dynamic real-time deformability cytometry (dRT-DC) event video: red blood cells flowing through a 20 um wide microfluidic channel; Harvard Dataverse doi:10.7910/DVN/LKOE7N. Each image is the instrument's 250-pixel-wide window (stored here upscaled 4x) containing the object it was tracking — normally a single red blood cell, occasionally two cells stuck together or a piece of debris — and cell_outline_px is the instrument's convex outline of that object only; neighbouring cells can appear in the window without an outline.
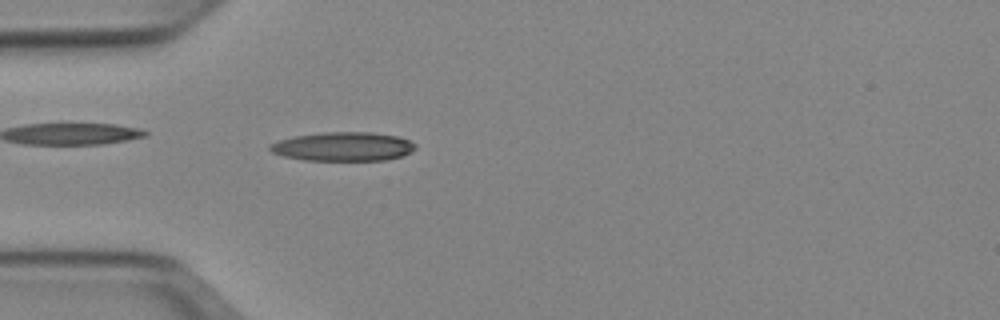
{"species": "Egyptian fruit bat (a non-hibernating species)", "species_latin": "Rousettus aegyptiacus", "temperature_condition": "cold", "stored_images_in_passage": 50, "camera_frame_rate_fps": 3000, "um_per_image_px": 0.085, "animal": {"sex": "female"}, "frame": {"image": 1, "passage_image": 14, "time_ms": 4.333, "image_size_px": [1000, 320], "cell_outline_px": [[416, 148], [400, 156], [384, 160], [304, 160], [284, 156], [272, 152], [268, 148], [268, 144], [292, 136], [324, 132], [372, 132], [396, 136], [408, 140], [416, 144]], "centroid_in_image_um": [29.12, 12.45], "position_along_channel_um": 55.9, "area_um2": 24.39}}
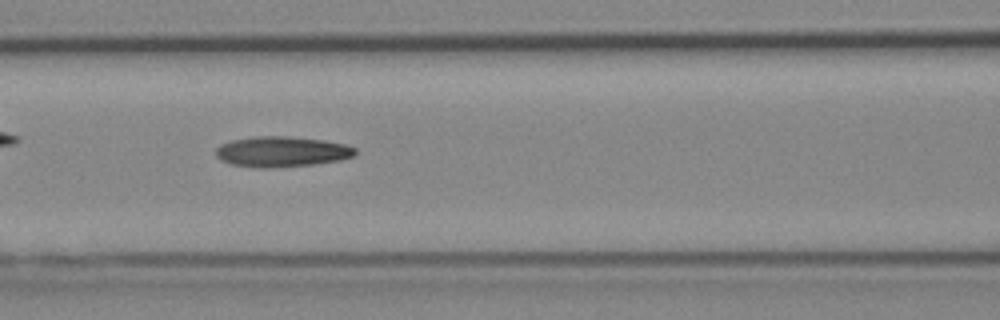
{"frame": {"image": 2, "passage_image": 21, "time_ms": 6.667, "image_size_px": [1000, 320], "cell_outline_px": [[356, 152], [352, 156], [340, 160], [316, 164], [268, 168], [256, 168], [232, 164], [220, 160], [216, 156], [216, 148], [220, 144], [232, 140], [252, 136], [288, 136], [324, 140], [344, 144], [356, 148]], "centroid_in_image_um": [23.92, 12.89], "position_along_channel_um": 142.7, "area_um2": 24.85}}
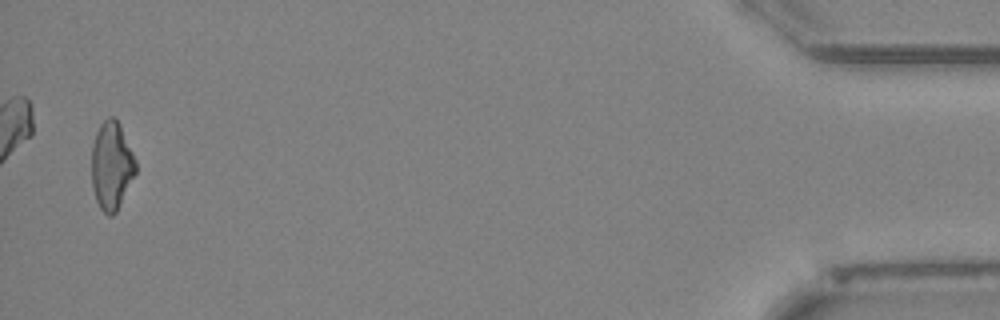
{"frame": {"image": 3, "passage_image": 49, "time_ms": 16.0, "image_size_px": [1000, 320], "cell_outline_px": [[136, 172], [116, 212], [112, 216], [108, 216], [100, 208], [96, 200], [92, 184], [92, 144], [96, 132], [100, 124], [108, 116], [112, 116], [120, 124], [136, 160]], "centroid_in_image_um": [9.48, 14.07], "position_along_channel_um": 425.7, "area_um2": 22.54}, "authors_computed_cell_mechanics": {"area_um2": 23.12, "velocity_mm_per_s": 3.9575, "shape_relaxation_time_tau1_ms": 5.9122, "shape_relaxation_time_tau2_ms": 6.781, "deformation_change_tau1": 0.2027, "deformation_change_tau2": 0.1959}}